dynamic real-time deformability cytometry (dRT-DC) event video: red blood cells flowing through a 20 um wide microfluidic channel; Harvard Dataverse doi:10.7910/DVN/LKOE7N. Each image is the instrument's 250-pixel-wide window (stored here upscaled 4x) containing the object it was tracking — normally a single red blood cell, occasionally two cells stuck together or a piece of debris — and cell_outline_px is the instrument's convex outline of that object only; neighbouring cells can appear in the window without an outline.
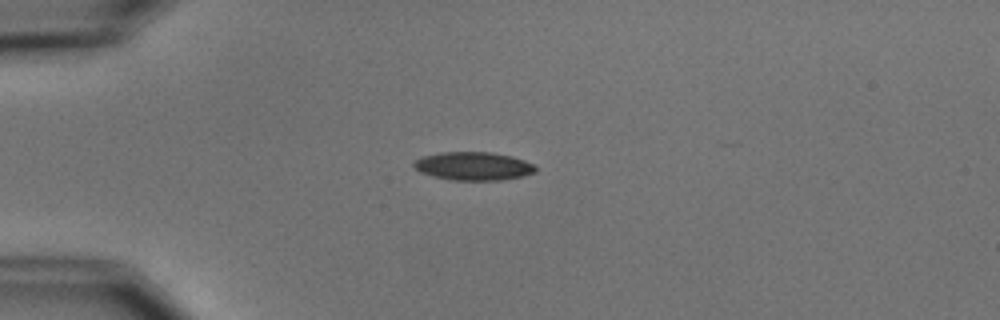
{"species": "common noctule bat (a hibernating species)", "species_latin": "Nyctalus noctula", "temperature_condition": "cold", "stored_images_in_passage": 5, "camera_frame_rate_fps": 3000, "um_per_image_px": 0.085, "animal": {"sex": "male", "body_mass_g": 15.6}, "frame": {"image": 1, "passage_image": 1, "time_ms": 0.0, "image_size_px": [1000, 320], "cell_outline_px": [[536, 172], [520, 176], [500, 180], [452, 180], [432, 176], [420, 172], [412, 164], [420, 156], [440, 152], [492, 152], [512, 156], [524, 160], [532, 164], [536, 168]], "centroid_in_image_um": [40.2, 14.11], "position_along_channel_um": 44.8, "area_um2": 20.06}}
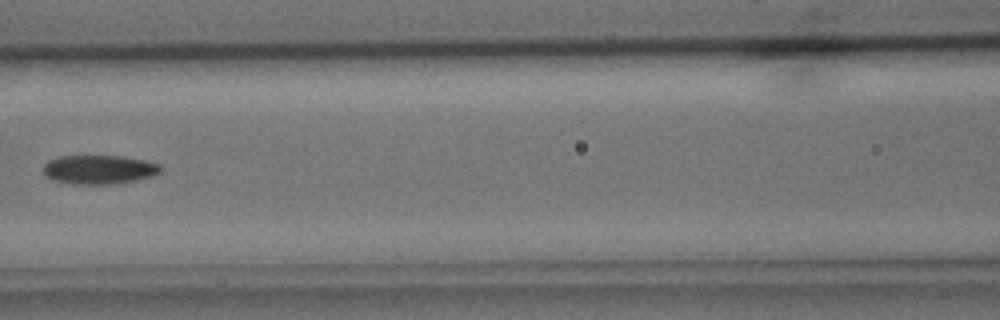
{"frame": {"image": 2, "passage_image": 4, "time_ms": 3.667, "image_size_px": [1000, 320], "cell_outline_px": [[160, 172], [152, 176], [136, 180], [112, 184], [72, 184], [52, 180], [44, 176], [44, 164], [48, 160], [60, 156], [124, 156], [148, 160], [160, 164]], "centroid_in_image_um": [8.41, 14.41], "position_along_channel_um": 158.2, "area_um2": 20.0}}
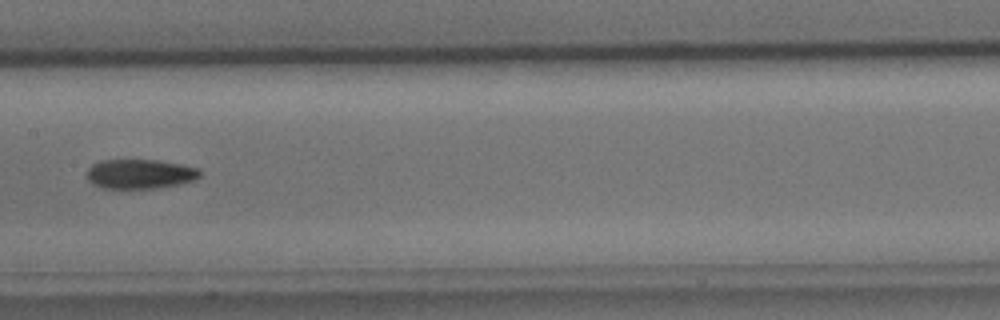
{"frame": {"image": 3, "passage_image": 5, "time_ms": 4.667, "image_size_px": [1000, 320], "cell_outline_px": [[200, 176], [192, 180], [180, 184], [156, 188], [104, 188], [92, 184], [88, 180], [88, 168], [92, 164], [100, 160], [160, 160], [200, 168]], "centroid_in_image_um": [11.9, 14.78], "position_along_channel_um": 195.5, "area_um2": 19.42}}